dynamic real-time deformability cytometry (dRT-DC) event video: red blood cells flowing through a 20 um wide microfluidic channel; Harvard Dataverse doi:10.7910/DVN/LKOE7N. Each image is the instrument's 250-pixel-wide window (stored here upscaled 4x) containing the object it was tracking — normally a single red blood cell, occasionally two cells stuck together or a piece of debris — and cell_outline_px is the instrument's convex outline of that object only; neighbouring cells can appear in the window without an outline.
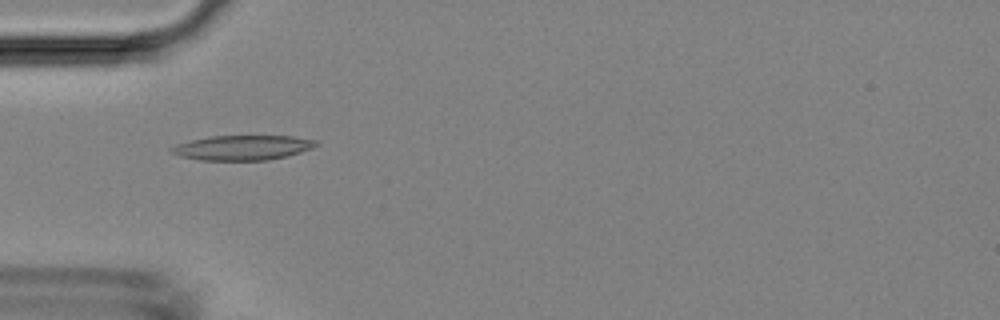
{"species": "Egyptian fruit bat (a non-hibernating species)", "species_latin": "Rousettus aegyptiacus", "temperature_condition": "room temperature", "stored_images_in_passage": 45, "camera_frame_rate_fps": 3000, "um_per_image_px": 0.085, "animal": {"sex": "female"}, "frame": {"image": 1, "passage_image": 12, "time_ms": 3.667, "image_size_px": [1000, 320], "cell_outline_px": [[320, 144], [312, 148], [288, 156], [268, 160], [200, 160], [180, 156], [172, 152], [168, 148], [176, 144], [208, 136], [292, 136], [316, 140]], "centroid_in_image_um": [20.63, 12.55], "position_along_channel_um": 64.4, "area_um2": 20.92}}
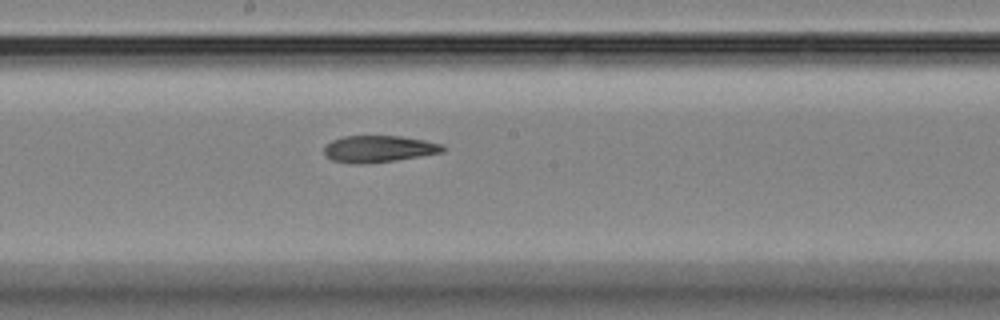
{"frame": {"image": 2, "passage_image": 23, "time_ms": 7.333, "image_size_px": [1000, 320], "cell_outline_px": [[448, 148], [444, 152], [396, 160], [364, 164], [352, 164], [332, 160], [324, 156], [324, 144], [332, 140], [344, 136], [400, 136], [424, 140], [444, 144]], "centroid_in_image_um": [32.19, 12.66], "position_along_channel_um": 216.0, "area_um2": 18.79}}
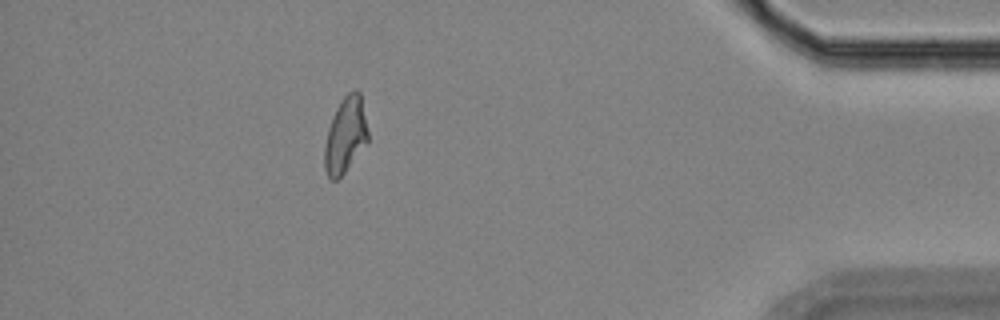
{"frame": {"image": 3, "passage_image": 40, "time_ms": 13.0, "image_size_px": [1000, 320], "cell_outline_px": [[368, 140], [344, 172], [336, 180], [328, 180], [324, 168], [324, 148], [328, 128], [336, 108], [340, 100], [352, 88], [356, 88], [360, 92], [368, 132]], "centroid_in_image_um": [29.34, 11.46], "position_along_channel_um": 405.9, "area_um2": 19.07}}